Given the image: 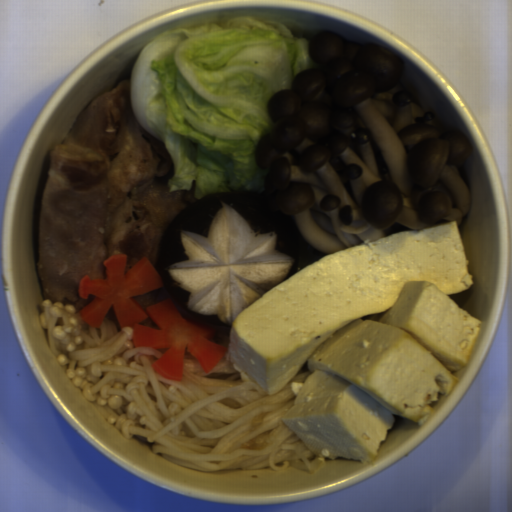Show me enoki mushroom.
Wrapping results in <instances>:
<instances>
[{
    "instance_id": "obj_1",
    "label": "enoki mushroom",
    "mask_w": 512,
    "mask_h": 512,
    "mask_svg": "<svg viewBox=\"0 0 512 512\" xmlns=\"http://www.w3.org/2000/svg\"><path fill=\"white\" fill-rule=\"evenodd\" d=\"M40 323L51 354L89 401L113 407L109 416L125 437L154 442L168 461L200 472L294 467L313 473L329 457L313 453L282 420L310 373L302 367L274 395L259 389L225 356L206 373L184 351L181 380L151 366L169 348L133 344V328L118 331L104 316L100 328L78 318L73 303L44 299Z\"/></svg>"
}]
</instances>
